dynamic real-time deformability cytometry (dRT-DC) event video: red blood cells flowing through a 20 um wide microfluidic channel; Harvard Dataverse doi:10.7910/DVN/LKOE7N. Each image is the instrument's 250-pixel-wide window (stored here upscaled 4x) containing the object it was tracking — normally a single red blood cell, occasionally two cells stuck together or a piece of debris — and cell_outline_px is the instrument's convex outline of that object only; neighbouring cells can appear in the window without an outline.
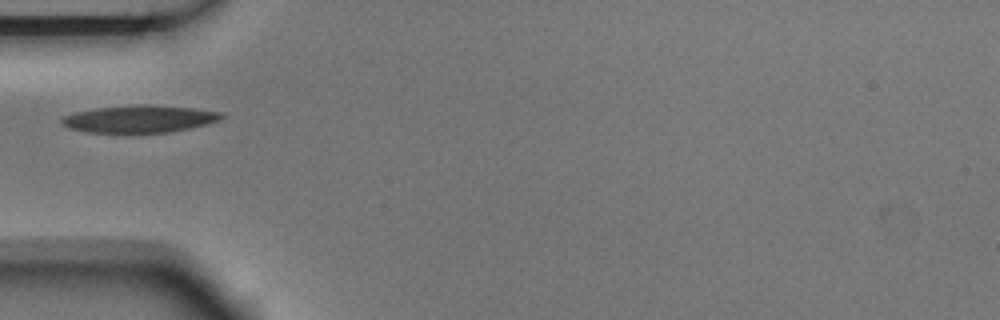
{"species": "Egyptian fruit bat (a non-hibernating species)", "species_latin": "Rousettus aegyptiacus", "temperature_condition": "room temperature", "stored_images_in_passage": 4, "camera_frame_rate_fps": 3000, "um_per_image_px": 0.085, "animal": {"sex": "male"}, "frame": {"image": 1, "passage_image": 4, "time_ms": 1.0, "image_size_px": [1000, 320], "cell_outline_px": [[224, 116], [216, 120], [204, 124], [188, 128], [168, 132], [88, 132], [68, 128], [60, 124], [60, 120], [64, 116], [76, 112], [96, 108], [136, 104], [148, 104], [192, 108], [220, 112]], "centroid_in_image_um": [11.77, 10.1], "position_along_channel_um": 73.2, "area_um2": 25.03}}